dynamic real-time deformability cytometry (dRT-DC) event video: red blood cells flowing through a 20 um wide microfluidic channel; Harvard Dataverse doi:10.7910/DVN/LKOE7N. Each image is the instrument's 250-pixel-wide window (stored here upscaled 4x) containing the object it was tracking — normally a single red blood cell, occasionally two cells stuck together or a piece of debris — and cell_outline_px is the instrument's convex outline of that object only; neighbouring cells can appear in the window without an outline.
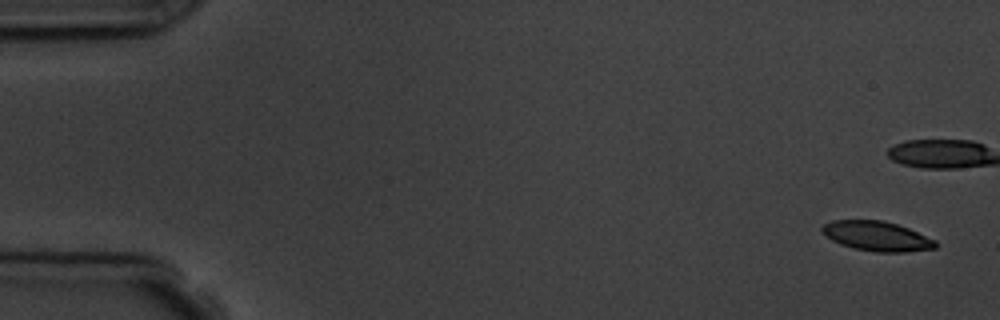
{"species": "common noctule bat (a hibernating species)", "species_latin": "Nyctalus noctula", "temperature_condition": "room temperature", "stored_images_in_passage": 4, "camera_frame_rate_fps": 3000, "um_per_image_px": 0.085, "animal": {"sex": "male", "body_mass_g": 19.5, "forearm_length_mm": 54.6}, "frame": {"image": 1, "passage_image": 1, "time_ms": 0.0, "image_size_px": [1000, 320], "cell_outline_px": [[936, 248], [908, 252], [876, 252], [852, 248], [840, 244], [832, 240], [820, 228], [824, 224], [832, 220], [884, 220], [908, 228], [936, 240]], "centroid_in_image_um": [74.54, 20.07], "position_along_channel_um": 10.5, "area_um2": 19.59}}